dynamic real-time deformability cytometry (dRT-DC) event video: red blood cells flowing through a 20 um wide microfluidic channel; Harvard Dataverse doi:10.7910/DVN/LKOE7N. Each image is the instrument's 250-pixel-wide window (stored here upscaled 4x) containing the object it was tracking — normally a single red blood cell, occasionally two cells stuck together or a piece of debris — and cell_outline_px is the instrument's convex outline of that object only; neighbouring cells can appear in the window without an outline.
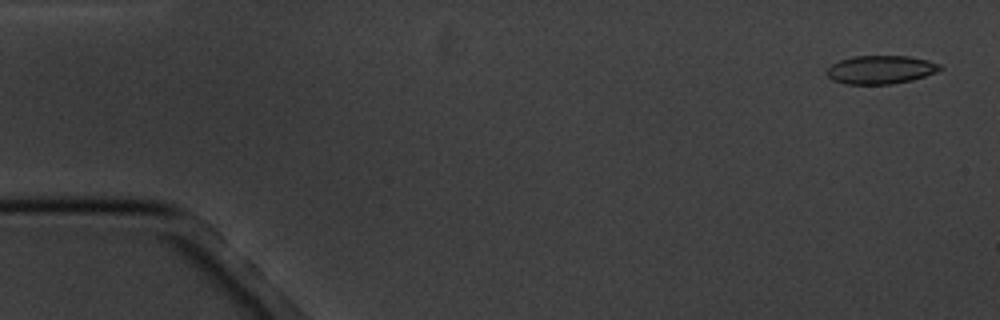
{"species": "common noctule bat (a hibernating species)", "species_latin": "Nyctalus noctula", "temperature_condition": "cold", "stored_images_in_passage": 5, "camera_frame_rate_fps": 3000, "um_per_image_px": 0.085, "animal": {"sex": "male", "body_mass_g": 20.1, "forearm_length_mm": 53.5}, "frame": {"image": 1, "passage_image": 1, "time_ms": 0.0, "image_size_px": [1000, 320], "cell_outline_px": [[944, 68], [924, 76], [912, 80], [892, 84], [844, 84], [832, 80], [828, 76], [828, 68], [832, 64], [840, 60], [852, 56], [908, 56], [928, 60], [940, 64]], "centroid_in_image_um": [74.85, 5.92], "position_along_channel_um": 10.1, "area_um2": 18.67}}
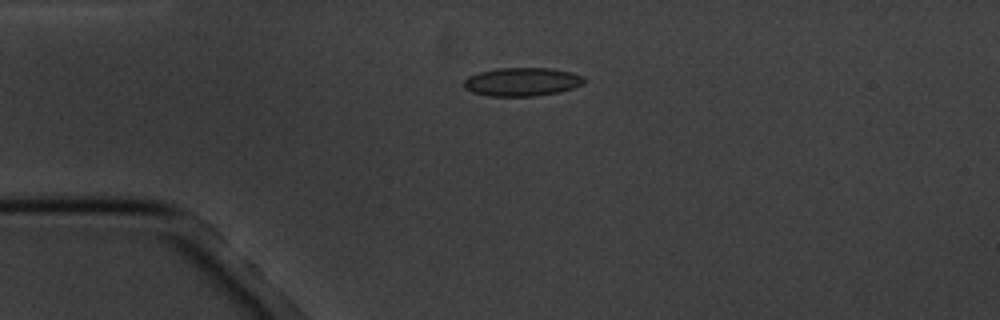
{"frame": {"image": 2, "passage_image": 4, "time_ms": 3.667, "image_size_px": [1000, 320], "cell_outline_px": [[588, 80], [584, 84], [560, 92], [536, 96], [488, 96], [472, 92], [464, 88], [464, 80], [468, 76], [480, 72], [496, 68], [548, 68], [572, 72], [584, 76]], "centroid_in_image_um": [44.41, 6.96], "position_along_channel_um": 40.6, "area_um2": 20.17}}